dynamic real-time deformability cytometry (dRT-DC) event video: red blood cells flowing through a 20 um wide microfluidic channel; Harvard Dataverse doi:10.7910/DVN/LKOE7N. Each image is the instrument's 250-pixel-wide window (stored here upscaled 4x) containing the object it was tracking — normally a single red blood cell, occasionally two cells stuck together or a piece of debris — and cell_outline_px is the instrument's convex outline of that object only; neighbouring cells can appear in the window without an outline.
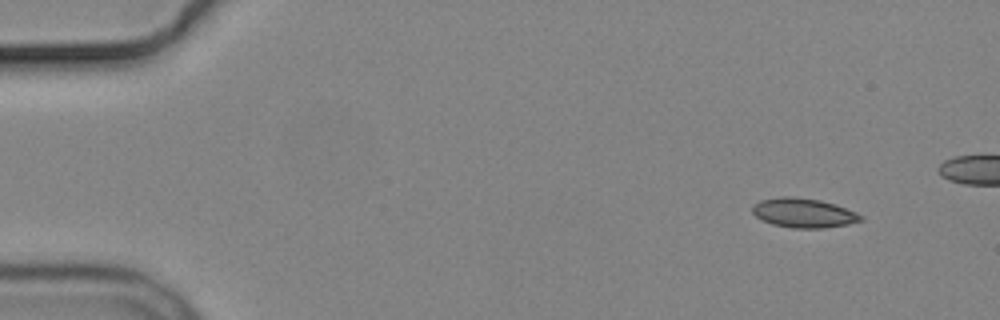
{"species": "common noctule bat (a hibernating species)", "species_latin": "Nyctalus noctula", "temperature_condition": "cold", "stored_images_in_passage": 3, "segment_of_instrument_passage": [2, 2], "camera_frame_rate_fps": 3000, "um_per_image_px": 0.085, "animal": {"sex": "male", "body_mass_g": 19.2, "forearm_length_mm": 51.8}, "frame": {"image": 1, "passage_image": 3, "time_ms": 3.333, "image_size_px": [1000, 320], "cell_outline_px": [[864, 220], [848, 224], [824, 228], [792, 228], [772, 224], [756, 216], [752, 212], [752, 204], [760, 200], [780, 196], [792, 196], [820, 200], [836, 204], [856, 212], [864, 216]], "centroid_in_image_um": [68.32, 18.09], "position_along_channel_um": 16.7, "area_um2": 18.73}}